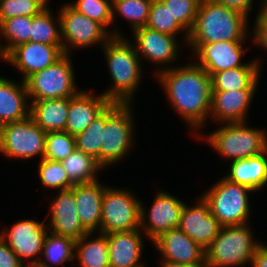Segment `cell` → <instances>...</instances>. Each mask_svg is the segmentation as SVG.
<instances>
[{"label":"cell","mask_w":267,"mask_h":267,"mask_svg":"<svg viewBox=\"0 0 267 267\" xmlns=\"http://www.w3.org/2000/svg\"><path fill=\"white\" fill-rule=\"evenodd\" d=\"M187 60H190L187 64L161 71L155 78L166 96V103L196 138L209 121L212 81L204 68L190 57Z\"/></svg>","instance_id":"cell-1"},{"label":"cell","mask_w":267,"mask_h":267,"mask_svg":"<svg viewBox=\"0 0 267 267\" xmlns=\"http://www.w3.org/2000/svg\"><path fill=\"white\" fill-rule=\"evenodd\" d=\"M127 37L113 36L102 48L110 85L101 92L112 103H134L147 74L134 44ZM145 73V74H144Z\"/></svg>","instance_id":"cell-2"},{"label":"cell","mask_w":267,"mask_h":267,"mask_svg":"<svg viewBox=\"0 0 267 267\" xmlns=\"http://www.w3.org/2000/svg\"><path fill=\"white\" fill-rule=\"evenodd\" d=\"M250 24L245 15L214 0H202L186 44L191 52L189 57L205 43L250 40L249 45L252 42Z\"/></svg>","instance_id":"cell-3"},{"label":"cell","mask_w":267,"mask_h":267,"mask_svg":"<svg viewBox=\"0 0 267 267\" xmlns=\"http://www.w3.org/2000/svg\"><path fill=\"white\" fill-rule=\"evenodd\" d=\"M215 126L217 127L210 133L201 132L196 140L206 142L212 152H216L228 163L248 159L267 150V130L263 127H251L249 121L220 123Z\"/></svg>","instance_id":"cell-4"},{"label":"cell","mask_w":267,"mask_h":267,"mask_svg":"<svg viewBox=\"0 0 267 267\" xmlns=\"http://www.w3.org/2000/svg\"><path fill=\"white\" fill-rule=\"evenodd\" d=\"M133 105L134 103H111L106 108V125L101 144V167L106 171L126 160L137 146V122Z\"/></svg>","instance_id":"cell-5"},{"label":"cell","mask_w":267,"mask_h":267,"mask_svg":"<svg viewBox=\"0 0 267 267\" xmlns=\"http://www.w3.org/2000/svg\"><path fill=\"white\" fill-rule=\"evenodd\" d=\"M251 223L221 226L218 236L205 249L207 267H246L262 244ZM256 237V238H255Z\"/></svg>","instance_id":"cell-6"},{"label":"cell","mask_w":267,"mask_h":267,"mask_svg":"<svg viewBox=\"0 0 267 267\" xmlns=\"http://www.w3.org/2000/svg\"><path fill=\"white\" fill-rule=\"evenodd\" d=\"M250 188L229 181L224 176L201 193L208 202L210 212L221 226L251 223L252 205Z\"/></svg>","instance_id":"cell-7"},{"label":"cell","mask_w":267,"mask_h":267,"mask_svg":"<svg viewBox=\"0 0 267 267\" xmlns=\"http://www.w3.org/2000/svg\"><path fill=\"white\" fill-rule=\"evenodd\" d=\"M72 57L73 54H64L54 64L25 81L30 101L72 97L83 89L77 85Z\"/></svg>","instance_id":"cell-8"},{"label":"cell","mask_w":267,"mask_h":267,"mask_svg":"<svg viewBox=\"0 0 267 267\" xmlns=\"http://www.w3.org/2000/svg\"><path fill=\"white\" fill-rule=\"evenodd\" d=\"M101 208L100 233L140 229L141 200L131 189L107 185Z\"/></svg>","instance_id":"cell-9"},{"label":"cell","mask_w":267,"mask_h":267,"mask_svg":"<svg viewBox=\"0 0 267 267\" xmlns=\"http://www.w3.org/2000/svg\"><path fill=\"white\" fill-rule=\"evenodd\" d=\"M45 145L46 132L31 116L0 127V155L5 158L29 161L35 157L39 161L43 159Z\"/></svg>","instance_id":"cell-10"},{"label":"cell","mask_w":267,"mask_h":267,"mask_svg":"<svg viewBox=\"0 0 267 267\" xmlns=\"http://www.w3.org/2000/svg\"><path fill=\"white\" fill-rule=\"evenodd\" d=\"M58 6L64 54L93 46L102 48L113 37L102 24L77 12L67 2Z\"/></svg>","instance_id":"cell-11"},{"label":"cell","mask_w":267,"mask_h":267,"mask_svg":"<svg viewBox=\"0 0 267 267\" xmlns=\"http://www.w3.org/2000/svg\"><path fill=\"white\" fill-rule=\"evenodd\" d=\"M132 33L128 39L134 44L142 64L149 62L148 64L155 66L153 68L156 71L153 70V76L181 63L180 59H183V56L180 54L186 49V45L180 38L147 27L138 28Z\"/></svg>","instance_id":"cell-12"},{"label":"cell","mask_w":267,"mask_h":267,"mask_svg":"<svg viewBox=\"0 0 267 267\" xmlns=\"http://www.w3.org/2000/svg\"><path fill=\"white\" fill-rule=\"evenodd\" d=\"M151 207L141 201L140 230L148 238L149 243L171 229L178 228L181 213L185 205L183 198L175 197L166 189L155 191Z\"/></svg>","instance_id":"cell-13"},{"label":"cell","mask_w":267,"mask_h":267,"mask_svg":"<svg viewBox=\"0 0 267 267\" xmlns=\"http://www.w3.org/2000/svg\"><path fill=\"white\" fill-rule=\"evenodd\" d=\"M0 237L15 252L26 267H36L40 261L48 228L45 219H19L1 229Z\"/></svg>","instance_id":"cell-14"},{"label":"cell","mask_w":267,"mask_h":267,"mask_svg":"<svg viewBox=\"0 0 267 267\" xmlns=\"http://www.w3.org/2000/svg\"><path fill=\"white\" fill-rule=\"evenodd\" d=\"M64 55L63 45H49L26 42L13 48L6 56L5 62L12 66L26 81L31 75L54 64Z\"/></svg>","instance_id":"cell-15"},{"label":"cell","mask_w":267,"mask_h":267,"mask_svg":"<svg viewBox=\"0 0 267 267\" xmlns=\"http://www.w3.org/2000/svg\"><path fill=\"white\" fill-rule=\"evenodd\" d=\"M56 194V195H55ZM50 199L46 225L50 233L79 240L88 231L83 227L78 216L74 192L71 189L55 191ZM49 216V217H48Z\"/></svg>","instance_id":"cell-16"},{"label":"cell","mask_w":267,"mask_h":267,"mask_svg":"<svg viewBox=\"0 0 267 267\" xmlns=\"http://www.w3.org/2000/svg\"><path fill=\"white\" fill-rule=\"evenodd\" d=\"M247 42L249 40L205 43L190 58L212 76L216 72L243 66L247 62L243 56L252 47L245 46Z\"/></svg>","instance_id":"cell-17"},{"label":"cell","mask_w":267,"mask_h":267,"mask_svg":"<svg viewBox=\"0 0 267 267\" xmlns=\"http://www.w3.org/2000/svg\"><path fill=\"white\" fill-rule=\"evenodd\" d=\"M197 197L195 204L185 202L178 228L206 249L218 236L221 225L210 212L208 202L202 195Z\"/></svg>","instance_id":"cell-18"},{"label":"cell","mask_w":267,"mask_h":267,"mask_svg":"<svg viewBox=\"0 0 267 267\" xmlns=\"http://www.w3.org/2000/svg\"><path fill=\"white\" fill-rule=\"evenodd\" d=\"M150 244L158 252L157 254H160L158 260L187 265H206L205 249L179 228L163 233Z\"/></svg>","instance_id":"cell-19"},{"label":"cell","mask_w":267,"mask_h":267,"mask_svg":"<svg viewBox=\"0 0 267 267\" xmlns=\"http://www.w3.org/2000/svg\"><path fill=\"white\" fill-rule=\"evenodd\" d=\"M258 90L212 91L209 121L212 124L248 122L249 108Z\"/></svg>","instance_id":"cell-20"},{"label":"cell","mask_w":267,"mask_h":267,"mask_svg":"<svg viewBox=\"0 0 267 267\" xmlns=\"http://www.w3.org/2000/svg\"><path fill=\"white\" fill-rule=\"evenodd\" d=\"M143 235L140 229L107 234L110 267H147L142 255L149 240Z\"/></svg>","instance_id":"cell-21"},{"label":"cell","mask_w":267,"mask_h":267,"mask_svg":"<svg viewBox=\"0 0 267 267\" xmlns=\"http://www.w3.org/2000/svg\"><path fill=\"white\" fill-rule=\"evenodd\" d=\"M111 103L101 92L95 94L90 89H82L70 97L65 131L73 136L83 132Z\"/></svg>","instance_id":"cell-22"},{"label":"cell","mask_w":267,"mask_h":267,"mask_svg":"<svg viewBox=\"0 0 267 267\" xmlns=\"http://www.w3.org/2000/svg\"><path fill=\"white\" fill-rule=\"evenodd\" d=\"M0 75V127L30 116L31 102L25 81Z\"/></svg>","instance_id":"cell-23"},{"label":"cell","mask_w":267,"mask_h":267,"mask_svg":"<svg viewBox=\"0 0 267 267\" xmlns=\"http://www.w3.org/2000/svg\"><path fill=\"white\" fill-rule=\"evenodd\" d=\"M102 181L100 179L92 183L75 184L71 188L80 222L88 232H100L103 193L108 185Z\"/></svg>","instance_id":"cell-24"},{"label":"cell","mask_w":267,"mask_h":267,"mask_svg":"<svg viewBox=\"0 0 267 267\" xmlns=\"http://www.w3.org/2000/svg\"><path fill=\"white\" fill-rule=\"evenodd\" d=\"M263 58L255 55L241 66L216 72L211 76L212 91H233L239 89H258L262 77Z\"/></svg>","instance_id":"cell-25"},{"label":"cell","mask_w":267,"mask_h":267,"mask_svg":"<svg viewBox=\"0 0 267 267\" xmlns=\"http://www.w3.org/2000/svg\"><path fill=\"white\" fill-rule=\"evenodd\" d=\"M223 176L229 181L244 185L254 192L267 186V150L248 159L229 163ZM228 172V173H227Z\"/></svg>","instance_id":"cell-26"},{"label":"cell","mask_w":267,"mask_h":267,"mask_svg":"<svg viewBox=\"0 0 267 267\" xmlns=\"http://www.w3.org/2000/svg\"><path fill=\"white\" fill-rule=\"evenodd\" d=\"M30 102V116L44 132L66 129L70 97Z\"/></svg>","instance_id":"cell-27"},{"label":"cell","mask_w":267,"mask_h":267,"mask_svg":"<svg viewBox=\"0 0 267 267\" xmlns=\"http://www.w3.org/2000/svg\"><path fill=\"white\" fill-rule=\"evenodd\" d=\"M74 261L78 267H110L107 234L88 232L76 240Z\"/></svg>","instance_id":"cell-28"},{"label":"cell","mask_w":267,"mask_h":267,"mask_svg":"<svg viewBox=\"0 0 267 267\" xmlns=\"http://www.w3.org/2000/svg\"><path fill=\"white\" fill-rule=\"evenodd\" d=\"M153 0H112V36L126 37L119 20H126L131 33L147 24ZM121 17V19H119ZM118 24V25H116Z\"/></svg>","instance_id":"cell-29"},{"label":"cell","mask_w":267,"mask_h":267,"mask_svg":"<svg viewBox=\"0 0 267 267\" xmlns=\"http://www.w3.org/2000/svg\"><path fill=\"white\" fill-rule=\"evenodd\" d=\"M74 254V239L48 232L36 267H65L68 262L74 263Z\"/></svg>","instance_id":"cell-30"},{"label":"cell","mask_w":267,"mask_h":267,"mask_svg":"<svg viewBox=\"0 0 267 267\" xmlns=\"http://www.w3.org/2000/svg\"><path fill=\"white\" fill-rule=\"evenodd\" d=\"M61 163L68 179L74 185L95 182L100 179L98 177L104 171L95 158L77 149Z\"/></svg>","instance_id":"cell-31"},{"label":"cell","mask_w":267,"mask_h":267,"mask_svg":"<svg viewBox=\"0 0 267 267\" xmlns=\"http://www.w3.org/2000/svg\"><path fill=\"white\" fill-rule=\"evenodd\" d=\"M50 5L32 17L30 42L63 45L61 38L60 16L58 11L54 15Z\"/></svg>","instance_id":"cell-32"},{"label":"cell","mask_w":267,"mask_h":267,"mask_svg":"<svg viewBox=\"0 0 267 267\" xmlns=\"http://www.w3.org/2000/svg\"><path fill=\"white\" fill-rule=\"evenodd\" d=\"M32 17L18 16L0 23V48L6 56L16 46L29 42Z\"/></svg>","instance_id":"cell-33"},{"label":"cell","mask_w":267,"mask_h":267,"mask_svg":"<svg viewBox=\"0 0 267 267\" xmlns=\"http://www.w3.org/2000/svg\"><path fill=\"white\" fill-rule=\"evenodd\" d=\"M145 27L177 38L180 36L185 45L188 42L189 33L178 23L169 8L161 0L152 1Z\"/></svg>","instance_id":"cell-34"},{"label":"cell","mask_w":267,"mask_h":267,"mask_svg":"<svg viewBox=\"0 0 267 267\" xmlns=\"http://www.w3.org/2000/svg\"><path fill=\"white\" fill-rule=\"evenodd\" d=\"M106 125V109L83 132L75 136L76 149L92 156L101 166V144Z\"/></svg>","instance_id":"cell-35"},{"label":"cell","mask_w":267,"mask_h":267,"mask_svg":"<svg viewBox=\"0 0 267 267\" xmlns=\"http://www.w3.org/2000/svg\"><path fill=\"white\" fill-rule=\"evenodd\" d=\"M38 180L46 191L53 190H68L71 189L74 184L68 179L67 173L63 168V165L59 161H52L43 158L38 161L37 165Z\"/></svg>","instance_id":"cell-36"},{"label":"cell","mask_w":267,"mask_h":267,"mask_svg":"<svg viewBox=\"0 0 267 267\" xmlns=\"http://www.w3.org/2000/svg\"><path fill=\"white\" fill-rule=\"evenodd\" d=\"M67 3L77 12L102 24L112 34V0H71Z\"/></svg>","instance_id":"cell-37"},{"label":"cell","mask_w":267,"mask_h":267,"mask_svg":"<svg viewBox=\"0 0 267 267\" xmlns=\"http://www.w3.org/2000/svg\"><path fill=\"white\" fill-rule=\"evenodd\" d=\"M76 150L75 136L64 131L46 133V145L43 158L61 162Z\"/></svg>","instance_id":"cell-38"},{"label":"cell","mask_w":267,"mask_h":267,"mask_svg":"<svg viewBox=\"0 0 267 267\" xmlns=\"http://www.w3.org/2000/svg\"><path fill=\"white\" fill-rule=\"evenodd\" d=\"M49 2L50 0H0V23L18 16L34 17L47 7Z\"/></svg>","instance_id":"cell-39"},{"label":"cell","mask_w":267,"mask_h":267,"mask_svg":"<svg viewBox=\"0 0 267 267\" xmlns=\"http://www.w3.org/2000/svg\"><path fill=\"white\" fill-rule=\"evenodd\" d=\"M202 0H162L173 17L189 33L195 23Z\"/></svg>","instance_id":"cell-40"},{"label":"cell","mask_w":267,"mask_h":267,"mask_svg":"<svg viewBox=\"0 0 267 267\" xmlns=\"http://www.w3.org/2000/svg\"><path fill=\"white\" fill-rule=\"evenodd\" d=\"M254 16V21L251 23L253 28L251 29V44L255 45L256 48H262L267 54V12L262 8L260 12Z\"/></svg>","instance_id":"cell-41"},{"label":"cell","mask_w":267,"mask_h":267,"mask_svg":"<svg viewBox=\"0 0 267 267\" xmlns=\"http://www.w3.org/2000/svg\"><path fill=\"white\" fill-rule=\"evenodd\" d=\"M216 3L221 4L229 9H232L238 13L245 15L249 20L251 17V11L254 10L253 8L258 9L255 12H260L263 8V0H257V7L254 2L255 0H214ZM254 5V6H253Z\"/></svg>","instance_id":"cell-42"},{"label":"cell","mask_w":267,"mask_h":267,"mask_svg":"<svg viewBox=\"0 0 267 267\" xmlns=\"http://www.w3.org/2000/svg\"><path fill=\"white\" fill-rule=\"evenodd\" d=\"M0 267H26L15 252L0 237Z\"/></svg>","instance_id":"cell-43"},{"label":"cell","mask_w":267,"mask_h":267,"mask_svg":"<svg viewBox=\"0 0 267 267\" xmlns=\"http://www.w3.org/2000/svg\"><path fill=\"white\" fill-rule=\"evenodd\" d=\"M251 267H267V247L262 243L255 251Z\"/></svg>","instance_id":"cell-44"},{"label":"cell","mask_w":267,"mask_h":267,"mask_svg":"<svg viewBox=\"0 0 267 267\" xmlns=\"http://www.w3.org/2000/svg\"><path fill=\"white\" fill-rule=\"evenodd\" d=\"M159 267H207L206 265H187L178 262L167 261V260H157Z\"/></svg>","instance_id":"cell-45"},{"label":"cell","mask_w":267,"mask_h":267,"mask_svg":"<svg viewBox=\"0 0 267 267\" xmlns=\"http://www.w3.org/2000/svg\"><path fill=\"white\" fill-rule=\"evenodd\" d=\"M2 60V61H1ZM0 62H5V56L3 55L1 48H0Z\"/></svg>","instance_id":"cell-46"},{"label":"cell","mask_w":267,"mask_h":267,"mask_svg":"<svg viewBox=\"0 0 267 267\" xmlns=\"http://www.w3.org/2000/svg\"><path fill=\"white\" fill-rule=\"evenodd\" d=\"M263 9L267 12V0H263Z\"/></svg>","instance_id":"cell-47"}]
</instances>
